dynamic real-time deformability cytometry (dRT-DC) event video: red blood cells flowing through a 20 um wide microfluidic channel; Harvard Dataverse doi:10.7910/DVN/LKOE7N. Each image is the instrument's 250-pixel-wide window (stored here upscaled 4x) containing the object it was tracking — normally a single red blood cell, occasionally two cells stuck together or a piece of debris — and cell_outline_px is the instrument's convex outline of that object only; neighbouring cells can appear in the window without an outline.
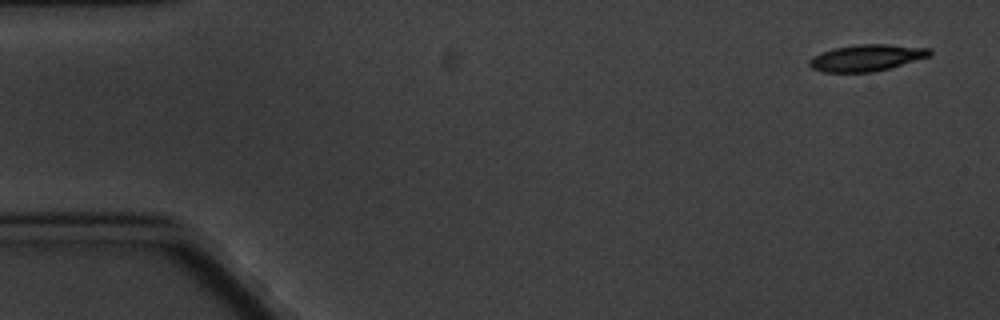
{"species": "common noctule bat (a hibernating species)", "species_latin": "Nyctalus noctula", "temperature_condition": "cold", "stored_images_in_passage": 4, "camera_frame_rate_fps": 3000, "um_per_image_px": 0.085, "animal": {"sex": "male", "body_mass_g": 20.1, "forearm_length_mm": 53.5}, "frame": {"image": 1, "passage_image": 1, "time_ms": 0.0, "image_size_px": [1000, 320], "cell_outline_px": [[932, 52], [928, 56], [888, 68], [872, 72], [824, 72], [812, 68], [808, 64], [808, 60], [812, 56], [820, 52], [832, 48], [856, 44], [888, 44], [932, 48]], "centroid_in_image_um": [73.6, 4.89], "position_along_channel_um": 11.4, "area_um2": 18.61}}
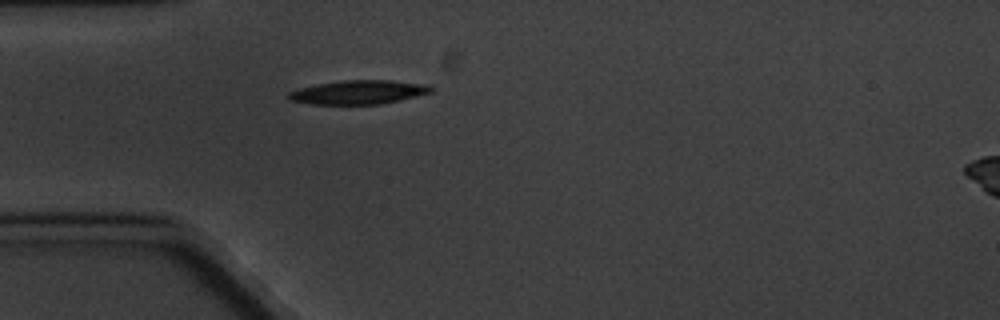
{"frame": {"image": 2, "passage_image": 4, "time_ms": 4.667, "image_size_px": [1000, 320], "cell_outline_px": [[436, 88], [432, 92], [400, 100], [380, 104], [312, 104], [288, 100], [284, 96], [288, 92], [300, 88], [316, 84], [344, 80], [392, 80], [432, 84]], "centroid_in_image_um": [30.51, 7.83], "position_along_channel_um": 54.5, "area_um2": 20.17}}